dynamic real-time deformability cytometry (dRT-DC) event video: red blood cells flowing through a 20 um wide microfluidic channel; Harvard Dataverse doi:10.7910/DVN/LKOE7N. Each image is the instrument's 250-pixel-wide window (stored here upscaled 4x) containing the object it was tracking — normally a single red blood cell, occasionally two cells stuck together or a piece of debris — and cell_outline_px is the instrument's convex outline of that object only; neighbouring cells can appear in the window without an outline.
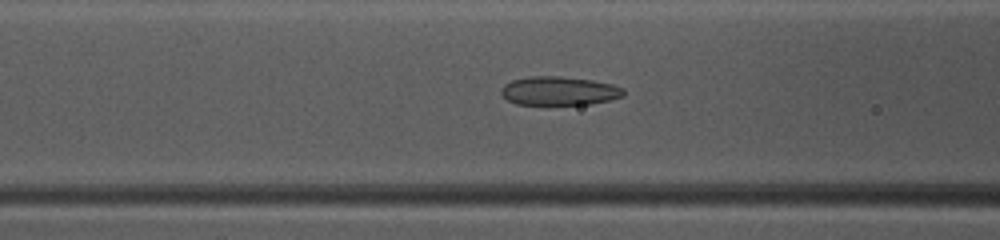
{"species": "common noctule bat (a hibernating species)", "species_latin": "Nyctalus noctula", "temperature_condition": "warm", "stored_images_in_passage": 49, "camera_frame_rate_fps": 3000, "um_per_image_px": 0.085, "animal": {"sex": "female", "body_mass_g": 10.0, "forearm_length_mm": 53.1}, "frame": {"image": 1, "passage_image": 20, "time_ms": 6.333, "image_size_px": [1000, 240], "cell_outline_px": [[624, 96], [592, 104], [516, 104], [508, 100], [500, 92], [500, 88], [504, 84], [512, 80], [528, 76], [560, 76], [592, 80], [612, 84], [624, 88]], "centroid_in_image_um": [47.52, 7.72], "position_along_channel_um": 119.1, "area_um2": 20.52}}
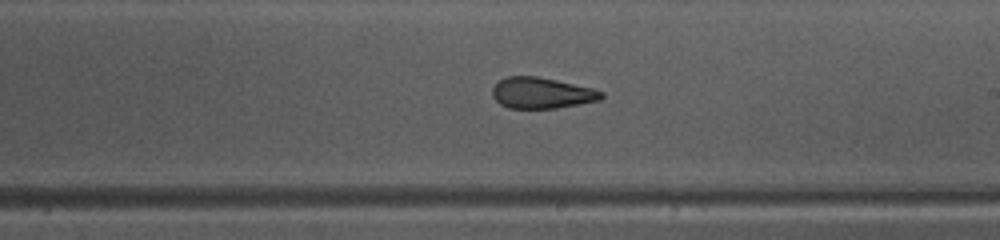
{"frame": {"image": 2, "passage_image": 29, "time_ms": 9.333, "image_size_px": [1000, 240], "cell_outline_px": [[604, 96], [600, 100], [580, 104], [556, 108], [508, 108], [500, 104], [492, 96], [492, 88], [504, 76], [536, 76], [556, 80], [592, 88], [604, 92]], "centroid_in_image_um": [46.03, 7.9], "position_along_channel_um": 243.0, "area_um2": 19.71}}
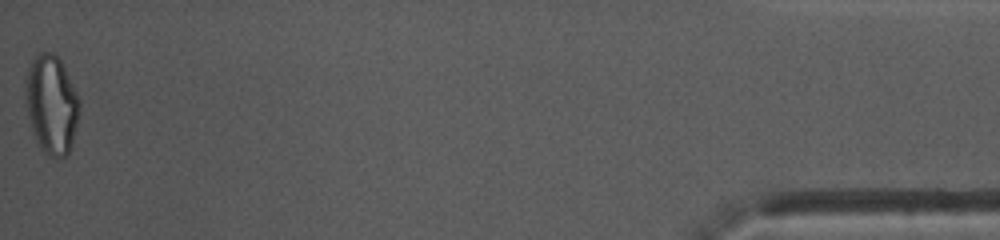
{"frame": {"image": 3, "passage_image": 49, "time_ms": 16.0, "image_size_px": [1000, 240], "cell_outline_px": [[80, 112], [72, 144], [68, 152], [64, 156], [48, 156], [40, 148], [36, 140], [28, 116], [24, 88], [28, 68], [32, 60], [40, 52], [52, 52], [60, 60], [80, 100]], "centroid_in_image_um": [4.38, 8.88], "position_along_channel_um": 430.8, "area_um2": 30.81}, "authors_computed_cell_mechanics": {"area_um2": 22.542, "velocity_mm_per_s": 4.1266, "shape_relaxation_time_tau1_ms": null, "shape_relaxation_time_tau2_ms": 1.6846, "deformation_change_tau1": null, "deformation_change_tau2": 0.0928}}